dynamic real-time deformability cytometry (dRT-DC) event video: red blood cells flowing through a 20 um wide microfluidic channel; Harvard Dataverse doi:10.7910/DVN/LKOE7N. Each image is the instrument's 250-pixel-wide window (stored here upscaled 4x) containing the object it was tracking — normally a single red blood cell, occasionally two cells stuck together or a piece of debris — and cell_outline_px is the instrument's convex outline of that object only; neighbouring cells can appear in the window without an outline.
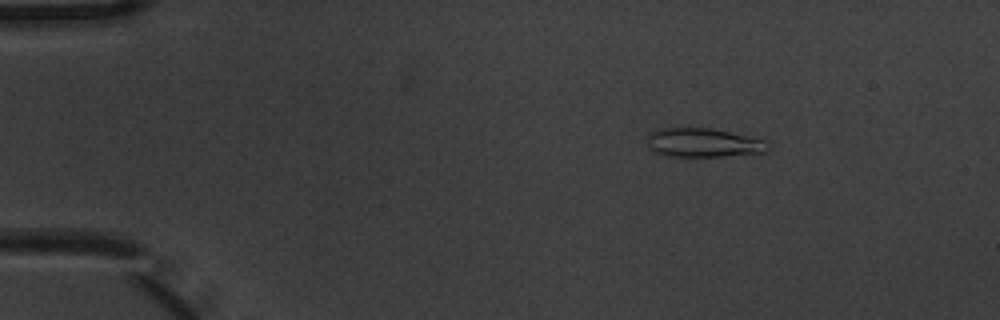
{"species": "common noctule bat (a hibernating species)", "species_latin": "Nyctalus noctula", "temperature_condition": "warm", "stored_images_in_passage": 5, "camera_frame_rate_fps": 3000, "um_per_image_px": 0.085, "animal": {"sex": "male", "body_mass_g": 20.1, "forearm_length_mm": 53.5}, "frame": {"image": 1, "passage_image": 3, "time_ms": 0.667, "image_size_px": [1000, 320], "cell_outline_px": [[772, 148], [768, 152], [720, 156], [668, 156], [652, 152], [648, 148], [648, 136], [652, 132], [664, 128], [712, 128], [764, 140], [772, 144]], "centroid_in_image_um": [59.82, 12.14], "position_along_channel_um": 25.2, "area_um2": 20.4}}